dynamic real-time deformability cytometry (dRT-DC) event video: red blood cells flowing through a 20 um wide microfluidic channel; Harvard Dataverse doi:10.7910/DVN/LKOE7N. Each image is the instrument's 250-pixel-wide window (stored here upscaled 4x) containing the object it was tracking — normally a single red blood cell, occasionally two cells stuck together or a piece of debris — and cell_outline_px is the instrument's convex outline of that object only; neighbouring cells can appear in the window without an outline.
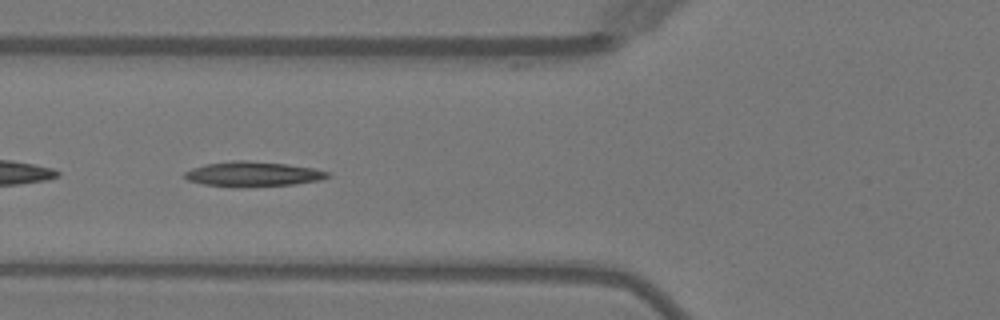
{"species": "Egyptian fruit bat (a non-hibernating species)", "species_latin": "Rousettus aegyptiacus", "temperature_condition": "warm", "stored_images_in_passage": 8, "camera_frame_rate_fps": 3000, "um_per_image_px": 0.085, "animal": {"sex": "female"}, "frame": {"image": 1, "passage_image": 6, "time_ms": 6.0, "image_size_px": [1000, 320], "cell_outline_px": [[332, 176], [320, 180], [292, 184], [240, 188], [236, 188], [204, 184], [188, 180], [184, 176], [184, 172], [192, 168], [204, 164], [232, 160], [244, 160], [288, 164], [312, 168], [328, 172]], "centroid_in_image_um": [21.47, 14.8], "position_along_channel_um": 104.3, "area_um2": 20.92}}
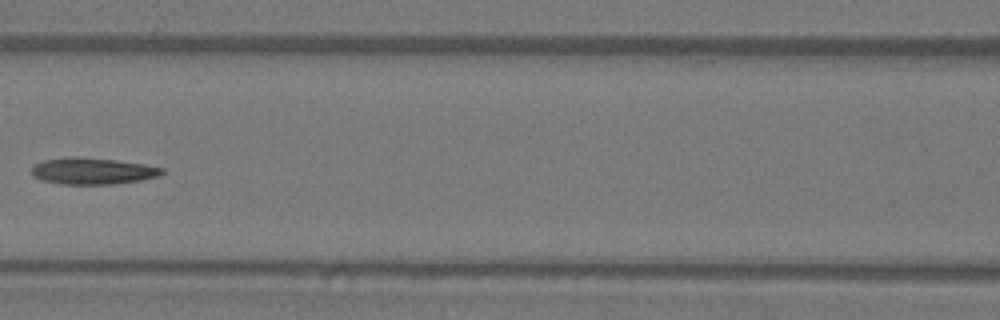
{"frame": {"image": 2, "passage_image": 7, "time_ms": 7.333, "image_size_px": [1000, 320], "cell_outline_px": [[164, 172], [160, 176], [140, 180], [112, 184], [60, 184], [44, 180], [32, 176], [32, 168], [36, 164], [44, 160], [68, 156], [76, 156], [116, 160], [144, 164], [164, 168]], "centroid_in_image_um": [7.89, 14.53], "position_along_channel_um": 158.7, "area_um2": 20.17}}
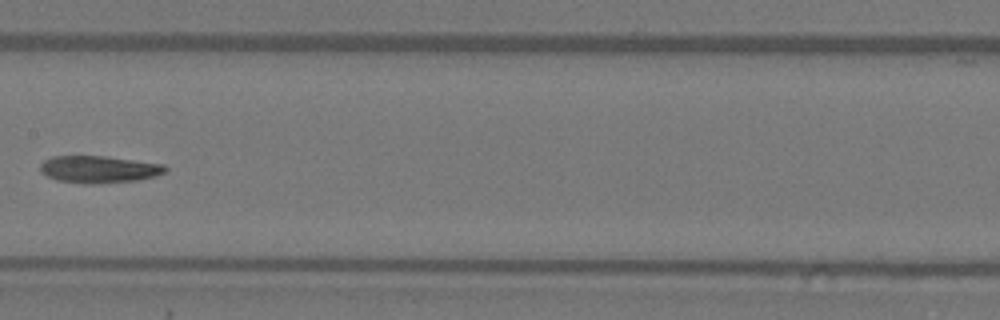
{"frame": {"image": 3, "passage_image": 8, "time_ms": 8.333, "image_size_px": [1000, 320], "cell_outline_px": [[168, 172], [156, 176], [140, 180], [96, 184], [84, 184], [56, 180], [40, 172], [40, 164], [44, 160], [52, 156], [104, 156], [164, 164], [168, 168]], "centroid_in_image_um": [8.43, 14.4], "position_along_channel_um": 199.0, "area_um2": 20.06}}